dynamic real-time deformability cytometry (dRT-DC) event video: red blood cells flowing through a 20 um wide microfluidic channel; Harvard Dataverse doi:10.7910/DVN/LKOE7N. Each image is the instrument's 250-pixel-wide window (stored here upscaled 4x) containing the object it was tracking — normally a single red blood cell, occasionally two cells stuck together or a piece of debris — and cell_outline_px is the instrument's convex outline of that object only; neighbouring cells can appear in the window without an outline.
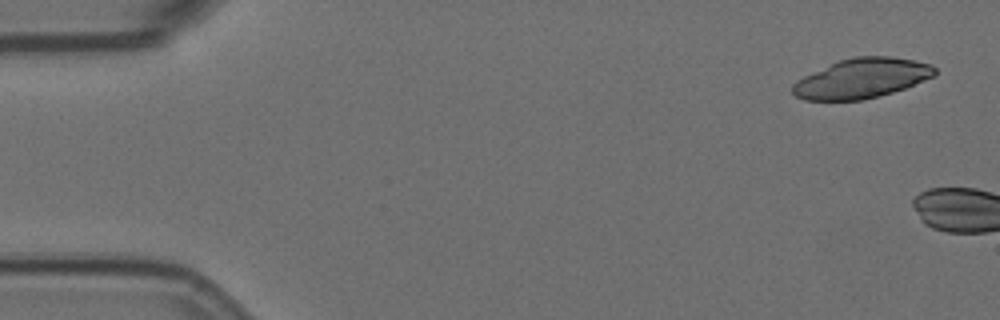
{"species": "Egyptian fruit bat (a non-hibernating species)", "species_latin": "Rousettus aegyptiacus", "temperature_condition": "room temperature", "stored_images_in_passage": 5, "camera_frame_rate_fps": 3000, "um_per_image_px": 0.085, "animal": {"sex": "female"}, "frame": {"image": 1, "passage_image": 1, "time_ms": 0.0, "image_size_px": [1000, 320], "cell_outline_px": [[936, 72], [932, 76], [924, 80], [904, 88], [892, 92], [864, 100], [804, 100], [796, 96], [792, 92], [792, 84], [796, 80], [804, 76], [840, 60], [852, 56], [892, 56], [932, 64], [936, 68]], "centroid_in_image_um": [73.23, 6.66], "position_along_channel_um": 11.8, "area_um2": 32.71}}
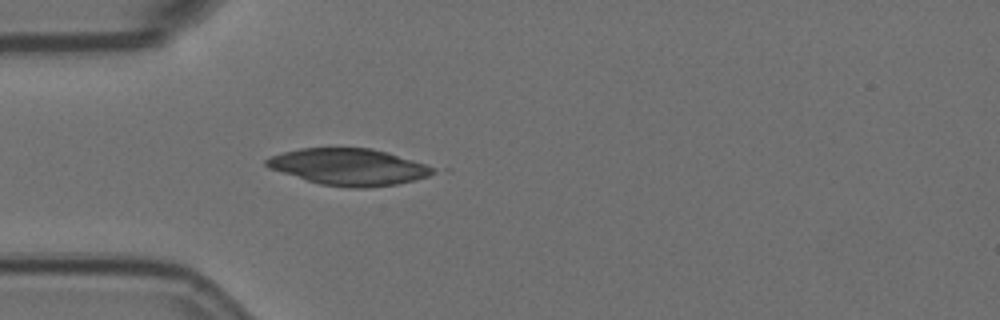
{"frame": {"image": 2, "passage_image": 5, "time_ms": 1.333, "image_size_px": [1000, 320], "cell_outline_px": [[436, 172], [428, 176], [396, 184], [368, 188], [348, 188], [320, 184], [268, 168], [264, 164], [264, 160], [272, 156], [284, 152], [300, 148], [372, 148], [388, 152], [428, 164], [436, 168]], "centroid_in_image_um": [29.67, 14.18], "position_along_channel_um": 55.3, "area_um2": 35.6}}